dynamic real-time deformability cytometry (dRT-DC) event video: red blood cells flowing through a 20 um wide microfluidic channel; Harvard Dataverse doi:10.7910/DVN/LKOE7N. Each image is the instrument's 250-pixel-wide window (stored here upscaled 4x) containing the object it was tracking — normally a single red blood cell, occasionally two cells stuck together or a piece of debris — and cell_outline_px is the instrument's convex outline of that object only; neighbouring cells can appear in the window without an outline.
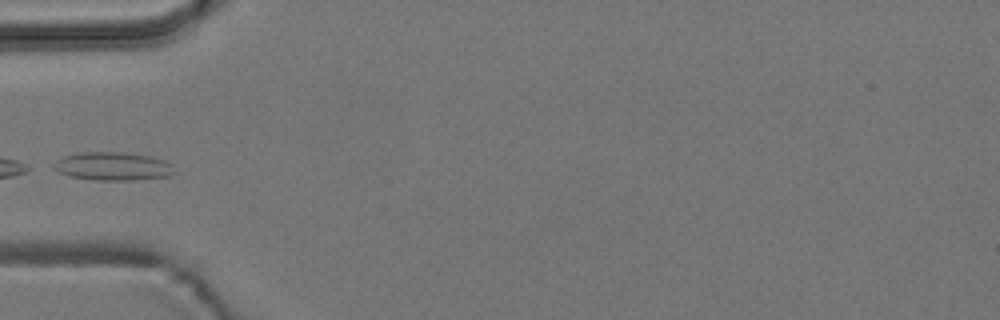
{"species": "common noctule bat (a hibernating species)", "species_latin": "Nyctalus noctula", "temperature_condition": "room temperature", "stored_images_in_passage": 5, "camera_frame_rate_fps": 3000, "um_per_image_px": 0.085, "animal": {"sex": "male", "body_mass_g": 19.2, "forearm_length_mm": 51.8}, "frame": {"image": 1, "passage_image": 5, "time_ms": 4.667, "image_size_px": [1000, 320], "cell_outline_px": [[176, 172], [168, 176], [128, 180], [96, 180], [68, 176], [52, 168], [52, 164], [56, 160], [64, 156], [80, 152], [120, 152], [148, 156], [164, 160], [172, 164]], "centroid_in_image_um": [9.56, 14.13], "position_along_channel_um": 75.4, "area_um2": 19.83}}